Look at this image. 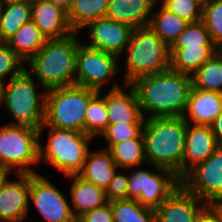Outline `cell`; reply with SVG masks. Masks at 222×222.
<instances>
[{"mask_svg": "<svg viewBox=\"0 0 222 222\" xmlns=\"http://www.w3.org/2000/svg\"><path fill=\"white\" fill-rule=\"evenodd\" d=\"M131 85L137 91L145 118L180 117L183 116L187 105L192 78L190 75L169 69L140 77Z\"/></svg>", "mask_w": 222, "mask_h": 222, "instance_id": "6da1fadb", "label": "cell"}, {"mask_svg": "<svg viewBox=\"0 0 222 222\" xmlns=\"http://www.w3.org/2000/svg\"><path fill=\"white\" fill-rule=\"evenodd\" d=\"M186 129L187 122L182 116L145 119L142 135L149 168H166L182 178Z\"/></svg>", "mask_w": 222, "mask_h": 222, "instance_id": "7a4b0ae2", "label": "cell"}, {"mask_svg": "<svg viewBox=\"0 0 222 222\" xmlns=\"http://www.w3.org/2000/svg\"><path fill=\"white\" fill-rule=\"evenodd\" d=\"M74 32L63 39L47 40L26 64L25 69L39 82L41 89L75 85L76 57L81 41Z\"/></svg>", "mask_w": 222, "mask_h": 222, "instance_id": "3957f363", "label": "cell"}, {"mask_svg": "<svg viewBox=\"0 0 222 222\" xmlns=\"http://www.w3.org/2000/svg\"><path fill=\"white\" fill-rule=\"evenodd\" d=\"M125 56L124 84L170 69V47L148 26L133 29Z\"/></svg>", "mask_w": 222, "mask_h": 222, "instance_id": "277c9868", "label": "cell"}, {"mask_svg": "<svg viewBox=\"0 0 222 222\" xmlns=\"http://www.w3.org/2000/svg\"><path fill=\"white\" fill-rule=\"evenodd\" d=\"M25 69L1 85L0 105L11 114L7 124L40 129L44 122L46 91L37 92L39 82ZM38 83V86H37Z\"/></svg>", "mask_w": 222, "mask_h": 222, "instance_id": "5b68a950", "label": "cell"}, {"mask_svg": "<svg viewBox=\"0 0 222 222\" xmlns=\"http://www.w3.org/2000/svg\"><path fill=\"white\" fill-rule=\"evenodd\" d=\"M45 128L49 130L46 143L42 141ZM39 132V161L51 165L64 176L77 175L83 167L90 142L94 138L82 132L46 127L44 124Z\"/></svg>", "mask_w": 222, "mask_h": 222, "instance_id": "8992f818", "label": "cell"}, {"mask_svg": "<svg viewBox=\"0 0 222 222\" xmlns=\"http://www.w3.org/2000/svg\"><path fill=\"white\" fill-rule=\"evenodd\" d=\"M96 92L76 84L47 90L43 124L84 133L86 108Z\"/></svg>", "mask_w": 222, "mask_h": 222, "instance_id": "52a82bcc", "label": "cell"}, {"mask_svg": "<svg viewBox=\"0 0 222 222\" xmlns=\"http://www.w3.org/2000/svg\"><path fill=\"white\" fill-rule=\"evenodd\" d=\"M39 129L25 125L0 126V166L15 174H36L39 161ZM15 170V171H14Z\"/></svg>", "mask_w": 222, "mask_h": 222, "instance_id": "ba28073f", "label": "cell"}, {"mask_svg": "<svg viewBox=\"0 0 222 222\" xmlns=\"http://www.w3.org/2000/svg\"><path fill=\"white\" fill-rule=\"evenodd\" d=\"M155 170L126 169L129 186L127 199L136 200L140 205L158 208L180 185V178L171 170L152 166ZM156 172V173H155Z\"/></svg>", "mask_w": 222, "mask_h": 222, "instance_id": "9c48e42d", "label": "cell"}, {"mask_svg": "<svg viewBox=\"0 0 222 222\" xmlns=\"http://www.w3.org/2000/svg\"><path fill=\"white\" fill-rule=\"evenodd\" d=\"M114 54L88 47L81 42L76 57L75 84L100 92L121 67Z\"/></svg>", "mask_w": 222, "mask_h": 222, "instance_id": "30bf717a", "label": "cell"}, {"mask_svg": "<svg viewBox=\"0 0 222 222\" xmlns=\"http://www.w3.org/2000/svg\"><path fill=\"white\" fill-rule=\"evenodd\" d=\"M180 181L187 192L205 203L222 198V147L189 170Z\"/></svg>", "mask_w": 222, "mask_h": 222, "instance_id": "8fae6325", "label": "cell"}, {"mask_svg": "<svg viewBox=\"0 0 222 222\" xmlns=\"http://www.w3.org/2000/svg\"><path fill=\"white\" fill-rule=\"evenodd\" d=\"M54 183L39 173L30 174V197L45 222H77L71 204Z\"/></svg>", "mask_w": 222, "mask_h": 222, "instance_id": "7c38bea8", "label": "cell"}, {"mask_svg": "<svg viewBox=\"0 0 222 222\" xmlns=\"http://www.w3.org/2000/svg\"><path fill=\"white\" fill-rule=\"evenodd\" d=\"M84 28L88 30L89 41L86 46L114 54L119 58L129 43L134 29L129 24L106 17L91 21Z\"/></svg>", "mask_w": 222, "mask_h": 222, "instance_id": "4fadbf2b", "label": "cell"}, {"mask_svg": "<svg viewBox=\"0 0 222 222\" xmlns=\"http://www.w3.org/2000/svg\"><path fill=\"white\" fill-rule=\"evenodd\" d=\"M119 83L115 80L109 91L104 93L109 124L144 123L146 118L142 114L137 91L131 84L123 83L121 86Z\"/></svg>", "mask_w": 222, "mask_h": 222, "instance_id": "5bb4252c", "label": "cell"}, {"mask_svg": "<svg viewBox=\"0 0 222 222\" xmlns=\"http://www.w3.org/2000/svg\"><path fill=\"white\" fill-rule=\"evenodd\" d=\"M31 20L47 40L63 39L74 33L68 21L65 0H47L31 4Z\"/></svg>", "mask_w": 222, "mask_h": 222, "instance_id": "9a60e30c", "label": "cell"}, {"mask_svg": "<svg viewBox=\"0 0 222 222\" xmlns=\"http://www.w3.org/2000/svg\"><path fill=\"white\" fill-rule=\"evenodd\" d=\"M0 191V222H26L30 205V174H15Z\"/></svg>", "mask_w": 222, "mask_h": 222, "instance_id": "2e32d148", "label": "cell"}, {"mask_svg": "<svg viewBox=\"0 0 222 222\" xmlns=\"http://www.w3.org/2000/svg\"><path fill=\"white\" fill-rule=\"evenodd\" d=\"M206 203L181 185L155 209V222H194Z\"/></svg>", "mask_w": 222, "mask_h": 222, "instance_id": "e0dca14e", "label": "cell"}, {"mask_svg": "<svg viewBox=\"0 0 222 222\" xmlns=\"http://www.w3.org/2000/svg\"><path fill=\"white\" fill-rule=\"evenodd\" d=\"M218 147L210 126L187 123L182 177L194 166L204 162Z\"/></svg>", "mask_w": 222, "mask_h": 222, "instance_id": "ac0fdd59", "label": "cell"}, {"mask_svg": "<svg viewBox=\"0 0 222 222\" xmlns=\"http://www.w3.org/2000/svg\"><path fill=\"white\" fill-rule=\"evenodd\" d=\"M222 112V93L191 88L183 118L188 124L210 126Z\"/></svg>", "mask_w": 222, "mask_h": 222, "instance_id": "d6986e66", "label": "cell"}, {"mask_svg": "<svg viewBox=\"0 0 222 222\" xmlns=\"http://www.w3.org/2000/svg\"><path fill=\"white\" fill-rule=\"evenodd\" d=\"M154 4V0H109L105 17L133 28L148 26Z\"/></svg>", "mask_w": 222, "mask_h": 222, "instance_id": "ffe728a7", "label": "cell"}, {"mask_svg": "<svg viewBox=\"0 0 222 222\" xmlns=\"http://www.w3.org/2000/svg\"><path fill=\"white\" fill-rule=\"evenodd\" d=\"M118 170L108 149L101 148L95 152L89 149L83 167L77 175L106 190Z\"/></svg>", "mask_w": 222, "mask_h": 222, "instance_id": "44dd1931", "label": "cell"}, {"mask_svg": "<svg viewBox=\"0 0 222 222\" xmlns=\"http://www.w3.org/2000/svg\"><path fill=\"white\" fill-rule=\"evenodd\" d=\"M65 177L72 180L71 187H69L70 202H72L70 204H72L71 210L76 219L84 213L101 207L108 202L103 188L85 181L78 175H68Z\"/></svg>", "mask_w": 222, "mask_h": 222, "instance_id": "7402d4cb", "label": "cell"}, {"mask_svg": "<svg viewBox=\"0 0 222 222\" xmlns=\"http://www.w3.org/2000/svg\"><path fill=\"white\" fill-rule=\"evenodd\" d=\"M68 21L74 32L81 31L88 23L106 16L109 0H65Z\"/></svg>", "mask_w": 222, "mask_h": 222, "instance_id": "603a6c76", "label": "cell"}, {"mask_svg": "<svg viewBox=\"0 0 222 222\" xmlns=\"http://www.w3.org/2000/svg\"><path fill=\"white\" fill-rule=\"evenodd\" d=\"M218 50L217 46L170 48V69L191 76Z\"/></svg>", "mask_w": 222, "mask_h": 222, "instance_id": "cb8c5ba5", "label": "cell"}, {"mask_svg": "<svg viewBox=\"0 0 222 222\" xmlns=\"http://www.w3.org/2000/svg\"><path fill=\"white\" fill-rule=\"evenodd\" d=\"M47 39L30 20L23 24L7 41L9 47L27 63L44 46Z\"/></svg>", "mask_w": 222, "mask_h": 222, "instance_id": "d4e9b609", "label": "cell"}, {"mask_svg": "<svg viewBox=\"0 0 222 222\" xmlns=\"http://www.w3.org/2000/svg\"><path fill=\"white\" fill-rule=\"evenodd\" d=\"M155 6L156 4H154V10H152L149 27L170 47L189 23L169 12L161 4L156 11Z\"/></svg>", "mask_w": 222, "mask_h": 222, "instance_id": "484cf974", "label": "cell"}, {"mask_svg": "<svg viewBox=\"0 0 222 222\" xmlns=\"http://www.w3.org/2000/svg\"><path fill=\"white\" fill-rule=\"evenodd\" d=\"M114 163L119 169H129L147 165L142 133L137 137L113 144L109 149Z\"/></svg>", "mask_w": 222, "mask_h": 222, "instance_id": "4316f807", "label": "cell"}, {"mask_svg": "<svg viewBox=\"0 0 222 222\" xmlns=\"http://www.w3.org/2000/svg\"><path fill=\"white\" fill-rule=\"evenodd\" d=\"M31 20L29 1L4 4L0 7V42H7L16 31Z\"/></svg>", "mask_w": 222, "mask_h": 222, "instance_id": "83f0119b", "label": "cell"}, {"mask_svg": "<svg viewBox=\"0 0 222 222\" xmlns=\"http://www.w3.org/2000/svg\"><path fill=\"white\" fill-rule=\"evenodd\" d=\"M192 87L222 93V53L218 50L192 75Z\"/></svg>", "mask_w": 222, "mask_h": 222, "instance_id": "f1b7e54d", "label": "cell"}, {"mask_svg": "<svg viewBox=\"0 0 222 222\" xmlns=\"http://www.w3.org/2000/svg\"><path fill=\"white\" fill-rule=\"evenodd\" d=\"M113 222H155V210L140 205L136 200L109 201Z\"/></svg>", "mask_w": 222, "mask_h": 222, "instance_id": "f546056e", "label": "cell"}, {"mask_svg": "<svg viewBox=\"0 0 222 222\" xmlns=\"http://www.w3.org/2000/svg\"><path fill=\"white\" fill-rule=\"evenodd\" d=\"M96 92L86 108L84 133L94 139L100 137L109 124L104 93Z\"/></svg>", "mask_w": 222, "mask_h": 222, "instance_id": "4dcf8cb0", "label": "cell"}, {"mask_svg": "<svg viewBox=\"0 0 222 222\" xmlns=\"http://www.w3.org/2000/svg\"><path fill=\"white\" fill-rule=\"evenodd\" d=\"M200 46H216L206 29L205 24L200 20L189 23L184 31L177 37L170 48H186Z\"/></svg>", "mask_w": 222, "mask_h": 222, "instance_id": "1f68e13d", "label": "cell"}, {"mask_svg": "<svg viewBox=\"0 0 222 222\" xmlns=\"http://www.w3.org/2000/svg\"><path fill=\"white\" fill-rule=\"evenodd\" d=\"M212 41L222 45V0H207L202 5V19Z\"/></svg>", "mask_w": 222, "mask_h": 222, "instance_id": "d6a6232c", "label": "cell"}, {"mask_svg": "<svg viewBox=\"0 0 222 222\" xmlns=\"http://www.w3.org/2000/svg\"><path fill=\"white\" fill-rule=\"evenodd\" d=\"M25 68L26 63L9 47V44L0 42V85L20 75Z\"/></svg>", "mask_w": 222, "mask_h": 222, "instance_id": "836d02e7", "label": "cell"}, {"mask_svg": "<svg viewBox=\"0 0 222 222\" xmlns=\"http://www.w3.org/2000/svg\"><path fill=\"white\" fill-rule=\"evenodd\" d=\"M143 125L144 123L108 124L107 128L100 135L104 136L108 143L105 149H109L113 144L137 138L142 133Z\"/></svg>", "mask_w": 222, "mask_h": 222, "instance_id": "e575fe53", "label": "cell"}, {"mask_svg": "<svg viewBox=\"0 0 222 222\" xmlns=\"http://www.w3.org/2000/svg\"><path fill=\"white\" fill-rule=\"evenodd\" d=\"M161 5L188 23L202 19L203 3L200 0H165Z\"/></svg>", "mask_w": 222, "mask_h": 222, "instance_id": "d590c367", "label": "cell"}, {"mask_svg": "<svg viewBox=\"0 0 222 222\" xmlns=\"http://www.w3.org/2000/svg\"><path fill=\"white\" fill-rule=\"evenodd\" d=\"M128 183V174L120 173L118 170L105 190L107 201L127 199Z\"/></svg>", "mask_w": 222, "mask_h": 222, "instance_id": "8d00e7d4", "label": "cell"}, {"mask_svg": "<svg viewBox=\"0 0 222 222\" xmlns=\"http://www.w3.org/2000/svg\"><path fill=\"white\" fill-rule=\"evenodd\" d=\"M77 222H113V214L109 202L101 207L84 213Z\"/></svg>", "mask_w": 222, "mask_h": 222, "instance_id": "74e56055", "label": "cell"}, {"mask_svg": "<svg viewBox=\"0 0 222 222\" xmlns=\"http://www.w3.org/2000/svg\"><path fill=\"white\" fill-rule=\"evenodd\" d=\"M194 222H222L217 211L206 203L197 213Z\"/></svg>", "mask_w": 222, "mask_h": 222, "instance_id": "f35d334b", "label": "cell"}, {"mask_svg": "<svg viewBox=\"0 0 222 222\" xmlns=\"http://www.w3.org/2000/svg\"><path fill=\"white\" fill-rule=\"evenodd\" d=\"M210 127L218 146L222 147V112L214 119Z\"/></svg>", "mask_w": 222, "mask_h": 222, "instance_id": "ab89813d", "label": "cell"}, {"mask_svg": "<svg viewBox=\"0 0 222 222\" xmlns=\"http://www.w3.org/2000/svg\"><path fill=\"white\" fill-rule=\"evenodd\" d=\"M11 173L10 169L4 168L0 166V191L6 182L9 180V174Z\"/></svg>", "mask_w": 222, "mask_h": 222, "instance_id": "60d3db41", "label": "cell"}, {"mask_svg": "<svg viewBox=\"0 0 222 222\" xmlns=\"http://www.w3.org/2000/svg\"><path fill=\"white\" fill-rule=\"evenodd\" d=\"M209 204L217 211L222 221V198L213 200Z\"/></svg>", "mask_w": 222, "mask_h": 222, "instance_id": "b9f144b4", "label": "cell"}, {"mask_svg": "<svg viewBox=\"0 0 222 222\" xmlns=\"http://www.w3.org/2000/svg\"><path fill=\"white\" fill-rule=\"evenodd\" d=\"M29 0H0V6L4 4H11V3H18V2H25Z\"/></svg>", "mask_w": 222, "mask_h": 222, "instance_id": "7bdbcfd3", "label": "cell"}, {"mask_svg": "<svg viewBox=\"0 0 222 222\" xmlns=\"http://www.w3.org/2000/svg\"><path fill=\"white\" fill-rule=\"evenodd\" d=\"M165 0H154V3L156 4V5H158L160 2H161V4L164 2ZM202 3H204V2H206L207 0H200Z\"/></svg>", "mask_w": 222, "mask_h": 222, "instance_id": "ee69618b", "label": "cell"}, {"mask_svg": "<svg viewBox=\"0 0 222 222\" xmlns=\"http://www.w3.org/2000/svg\"><path fill=\"white\" fill-rule=\"evenodd\" d=\"M40 1H47V0H29V2H30L31 4L36 3V2H40Z\"/></svg>", "mask_w": 222, "mask_h": 222, "instance_id": "f6af8a7d", "label": "cell"}, {"mask_svg": "<svg viewBox=\"0 0 222 222\" xmlns=\"http://www.w3.org/2000/svg\"><path fill=\"white\" fill-rule=\"evenodd\" d=\"M219 51L222 53V45L219 47Z\"/></svg>", "mask_w": 222, "mask_h": 222, "instance_id": "bcb514c9", "label": "cell"}, {"mask_svg": "<svg viewBox=\"0 0 222 222\" xmlns=\"http://www.w3.org/2000/svg\"><path fill=\"white\" fill-rule=\"evenodd\" d=\"M0 99H1V85H0ZM0 108H1V105H0Z\"/></svg>", "mask_w": 222, "mask_h": 222, "instance_id": "7dc6e473", "label": "cell"}]
</instances>
